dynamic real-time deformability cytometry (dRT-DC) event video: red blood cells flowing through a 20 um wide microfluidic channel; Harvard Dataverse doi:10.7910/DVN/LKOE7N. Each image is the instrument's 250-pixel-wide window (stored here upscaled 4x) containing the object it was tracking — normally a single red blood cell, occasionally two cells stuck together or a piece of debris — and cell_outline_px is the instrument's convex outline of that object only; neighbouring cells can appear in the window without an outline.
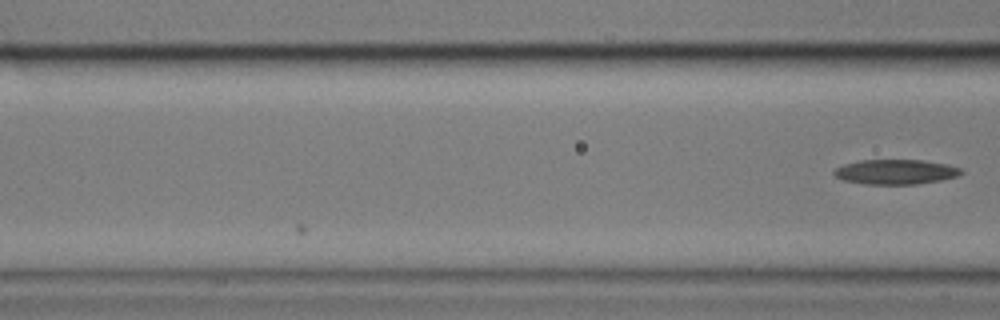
{"species": "common noctule bat (a hibernating species)", "species_latin": "Nyctalus noctula", "temperature_condition": "cold", "stored_images_in_passage": 4, "camera_frame_rate_fps": 3000, "um_per_image_px": 0.085, "animal": {"sex": "male", "body_mass_g": 17.9}, "frame": {"image": 1, "passage_image": 4, "time_ms": 4.333, "image_size_px": [1000, 320], "cell_outline_px": [[964, 172], [956, 176], [940, 180], [916, 184], [864, 184], [844, 180], [836, 176], [832, 172], [836, 168], [844, 164], [860, 160], [924, 160], [944, 164], [960, 168]], "centroid_in_image_um": [76.1, 14.6], "position_along_channel_um": 90.5, "area_um2": 18.21}}